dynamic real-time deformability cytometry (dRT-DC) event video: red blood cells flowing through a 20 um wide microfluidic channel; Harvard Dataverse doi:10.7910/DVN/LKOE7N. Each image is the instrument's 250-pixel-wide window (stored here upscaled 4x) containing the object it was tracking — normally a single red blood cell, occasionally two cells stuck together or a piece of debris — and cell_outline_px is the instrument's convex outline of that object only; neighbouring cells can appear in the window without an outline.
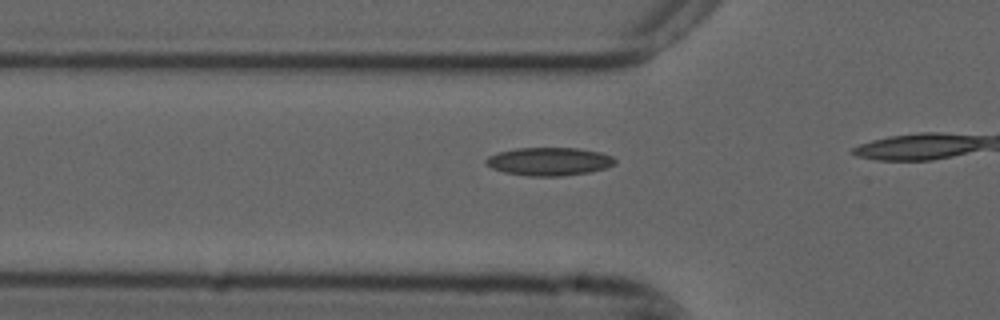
{"species": "common noctule bat (a hibernating species)", "species_latin": "Nyctalus noctula", "temperature_condition": "cold", "stored_images_in_passage": 14, "camera_frame_rate_fps": 3000, "um_per_image_px": 0.085, "animal": {"sex": "male", "forearm_length_mm": 52.5}, "frame": {"image": 1, "passage_image": 12, "time_ms": 3.667, "image_size_px": [1000, 320], "cell_outline_px": [[616, 164], [604, 168], [588, 172], [560, 176], [528, 176], [504, 172], [492, 168], [484, 160], [488, 156], [500, 152], [516, 148], [576, 148], [600, 152], [612, 156], [616, 160]], "centroid_in_image_um": [46.68, 13.72], "position_along_channel_um": 79.1, "area_um2": 20.98}}